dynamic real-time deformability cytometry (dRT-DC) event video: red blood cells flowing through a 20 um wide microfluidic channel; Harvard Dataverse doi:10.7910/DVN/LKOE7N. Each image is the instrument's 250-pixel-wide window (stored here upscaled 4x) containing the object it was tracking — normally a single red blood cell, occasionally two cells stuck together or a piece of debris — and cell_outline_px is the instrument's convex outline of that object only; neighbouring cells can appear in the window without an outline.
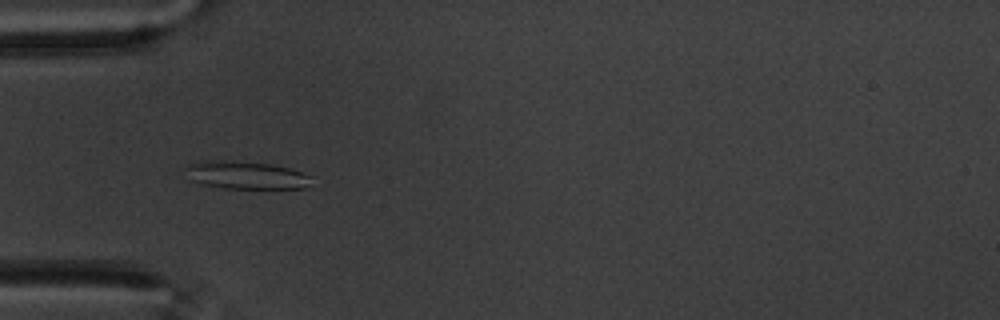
{"species": "common noctule bat (a hibernating species)", "species_latin": "Nyctalus noctula", "temperature_condition": "warm", "stored_images_in_passage": 58, "camera_frame_rate_fps": 3000, "um_per_image_px": 0.085, "animal": {"sex": "male", "body_mass_g": 20.1, "forearm_length_mm": 53.5}, "frame": {"image": 1, "passage_image": 18, "time_ms": 5.667, "image_size_px": [1000, 320], "cell_outline_px": [[312, 176], [308, 184], [304, 188], [224, 188], [200, 184], [188, 180], [184, 168], [200, 160], [232, 160], [272, 164], [288, 168]], "centroid_in_image_um": [20.82, 14.88], "position_along_channel_um": 64.2, "area_um2": 20.52}}
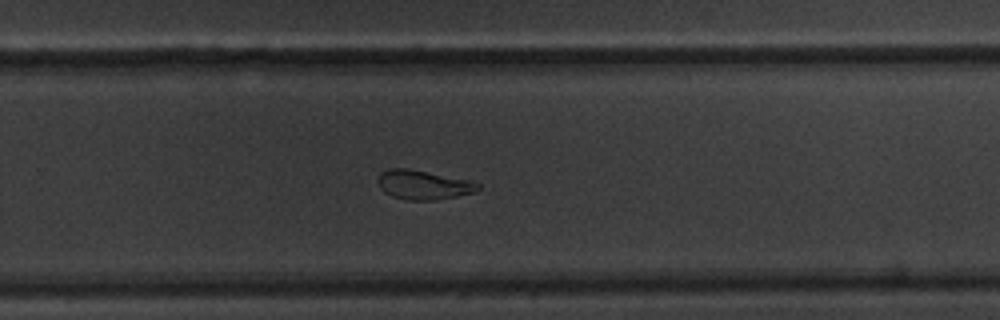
{"frame": {"image": 2, "passage_image": 38, "time_ms": 12.333, "image_size_px": [1000, 320], "cell_outline_px": [[480, 188], [472, 192], [456, 196], [436, 200], [408, 200], [392, 196], [384, 192], [380, 188], [380, 172], [388, 168], [408, 168], [472, 180], [480, 184]], "centroid_in_image_um": [36.0, 15.7], "position_along_channel_um": 293.8, "area_um2": 16.99}}
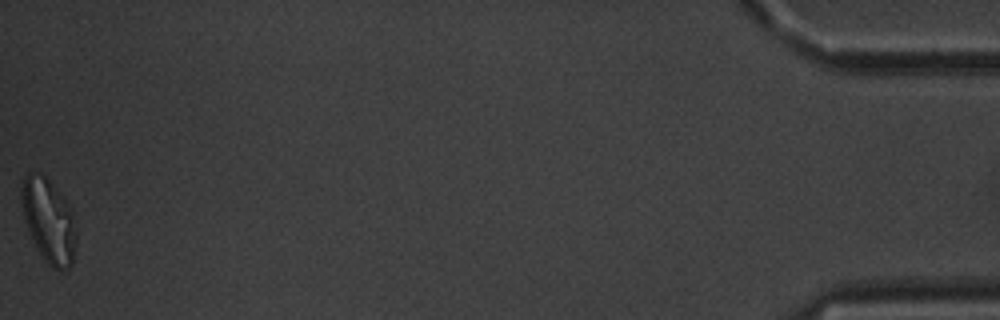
{"frame": {"image": 3, "passage_image": 58, "time_ms": 19.0, "image_size_px": [1000, 320], "cell_outline_px": [[76, 236], [72, 264], [68, 268], [60, 272], [52, 268], [44, 260], [36, 248], [28, 232], [24, 220], [20, 200], [20, 188], [24, 176], [28, 172], [40, 172], [56, 188], [68, 204], [72, 212], [76, 232]], "centroid_in_image_um": [4.1, 18.76], "position_along_channel_um": 431.1, "area_um2": 27.11}, "authors_computed_cell_mechanics": {"area_um2": 20.3745, "velocity_mm_per_s": 3.4683, "shape_relaxation_time_tau1_ms": 10.6729, "shape_relaxation_time_tau2_ms": 3.4941, "deformation_change_tau1": 0.2221, "deformation_change_tau2": 0.0933}}